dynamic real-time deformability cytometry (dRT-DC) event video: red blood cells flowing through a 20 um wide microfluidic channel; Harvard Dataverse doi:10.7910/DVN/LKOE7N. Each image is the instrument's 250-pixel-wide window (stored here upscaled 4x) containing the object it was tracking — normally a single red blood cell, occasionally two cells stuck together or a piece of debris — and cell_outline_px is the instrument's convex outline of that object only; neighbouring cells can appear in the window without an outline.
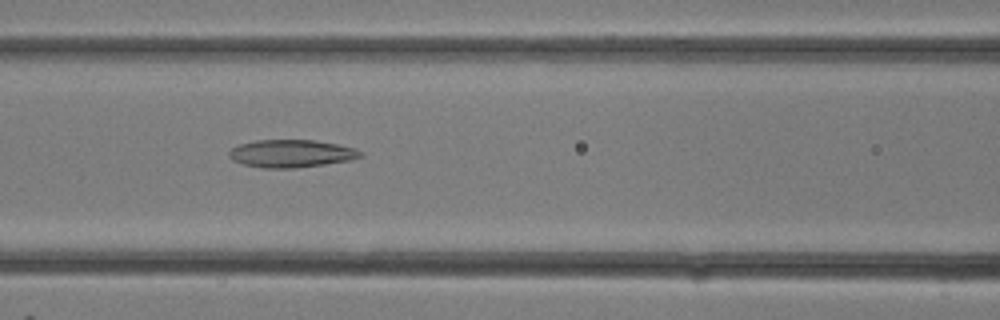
{"species": "common noctule bat (a hibernating species)", "species_latin": "Nyctalus noctula", "temperature_condition": "room temperature", "stored_images_in_passage": 15, "camera_frame_rate_fps": 3000, "um_per_image_px": 0.085, "animal": {"sex": "female"}, "frame": {"image": 1, "passage_image": 8, "time_ms": 2.333, "image_size_px": [1000, 320], "cell_outline_px": [[364, 156], [352, 160], [296, 168], [264, 168], [244, 164], [232, 160], [228, 156], [228, 152], [232, 148], [240, 144], [256, 140], [316, 140], [356, 148], [364, 152]], "centroid_in_image_um": [24.8, 13.05], "position_along_channel_um": 141.8, "area_um2": 21.33}}
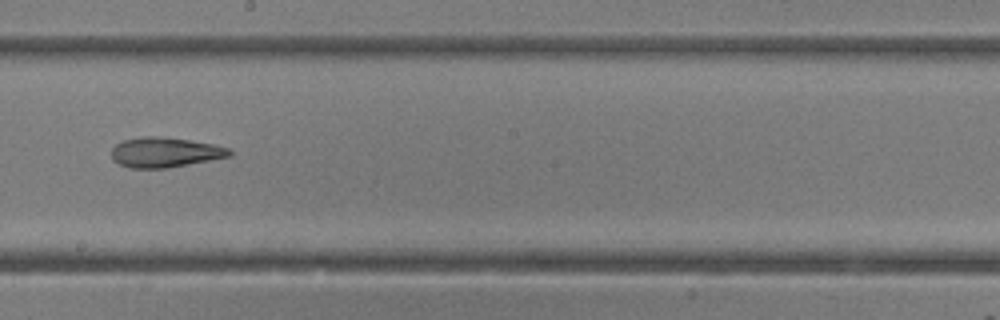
{"frame": {"image": 2, "passage_image": 12, "time_ms": 3.667, "image_size_px": [1000, 320], "cell_outline_px": [[232, 156], [164, 168], [128, 168], [112, 160], [112, 148], [116, 144], [124, 140], [144, 136], [156, 136], [188, 140], [212, 144], [228, 148], [232, 152]], "centroid_in_image_um": [13.99, 12.95], "position_along_channel_um": 234.2, "area_um2": 20.35}}
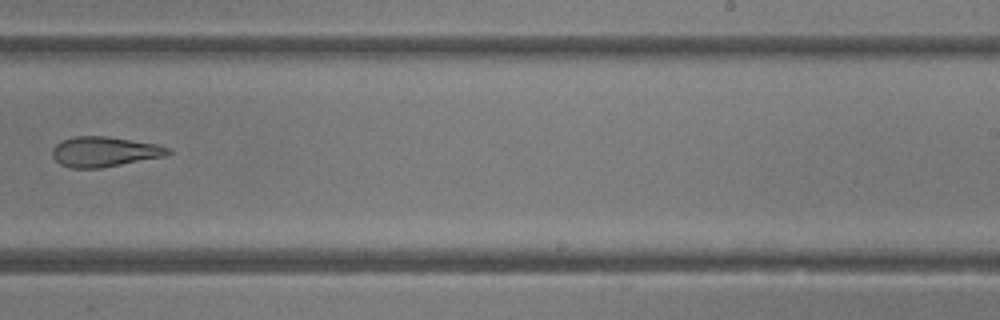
{"frame": {"image": 3, "passage_image": 14, "time_ms": 4.333, "image_size_px": [1000, 320], "cell_outline_px": [[172, 152], [164, 156], [100, 168], [72, 168], [60, 164], [52, 156], [52, 148], [60, 140], [72, 136], [108, 136], [156, 144], [172, 148]], "centroid_in_image_um": [8.85, 12.88], "position_along_channel_um": 280.2, "area_um2": 20.35}}